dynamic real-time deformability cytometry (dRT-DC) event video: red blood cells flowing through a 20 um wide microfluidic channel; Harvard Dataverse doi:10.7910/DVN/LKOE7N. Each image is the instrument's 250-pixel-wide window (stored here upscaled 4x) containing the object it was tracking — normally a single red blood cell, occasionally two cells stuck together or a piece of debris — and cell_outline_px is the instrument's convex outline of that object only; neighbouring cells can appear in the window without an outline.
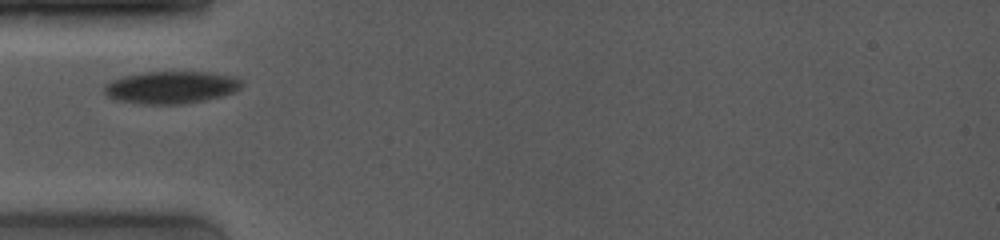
{"species": "common noctule bat (a hibernating species)", "species_latin": "Nyctalus noctula", "temperature_condition": "room temperature", "stored_images_in_passage": 7, "camera_frame_rate_fps": 4000, "um_per_image_px": 0.085, "animal": {"sex": "female", "body_mass_g": 19.0, "forearm_length_mm": 53.3}, "frame": {"image": 1, "passage_image": 1, "time_ms": 0.0, "image_size_px": [1000, 240], "cell_outline_px": [[244, 84], [236, 92], [204, 100], [180, 104], [140, 104], [116, 100], [108, 96], [104, 92], [104, 84], [120, 76], [148, 72], [204, 72], [232, 76], [244, 80]], "centroid_in_image_um": [14.54, 7.42], "position_along_channel_um": 70.5, "area_um2": 26.01}}
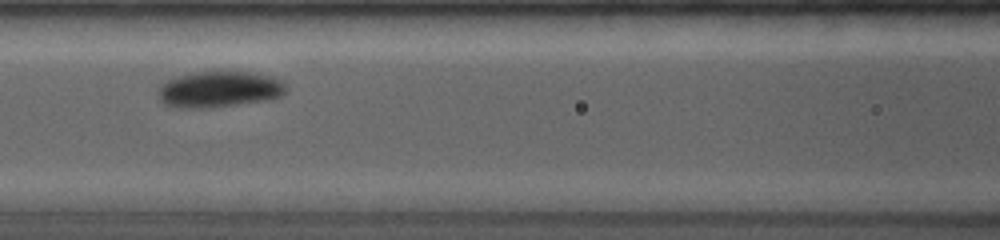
{"frame": {"image": 2, "passage_image": 3, "time_ms": 2.0, "image_size_px": [1000, 240], "cell_outline_px": [[288, 92], [280, 96], [268, 100], [208, 108], [176, 108], [164, 104], [160, 100], [160, 88], [168, 80], [176, 76], [196, 72], [244, 72], [268, 76], [280, 80], [288, 88]], "centroid_in_image_um": [18.65, 7.61], "position_along_channel_um": 147.9, "area_um2": 26.65}}